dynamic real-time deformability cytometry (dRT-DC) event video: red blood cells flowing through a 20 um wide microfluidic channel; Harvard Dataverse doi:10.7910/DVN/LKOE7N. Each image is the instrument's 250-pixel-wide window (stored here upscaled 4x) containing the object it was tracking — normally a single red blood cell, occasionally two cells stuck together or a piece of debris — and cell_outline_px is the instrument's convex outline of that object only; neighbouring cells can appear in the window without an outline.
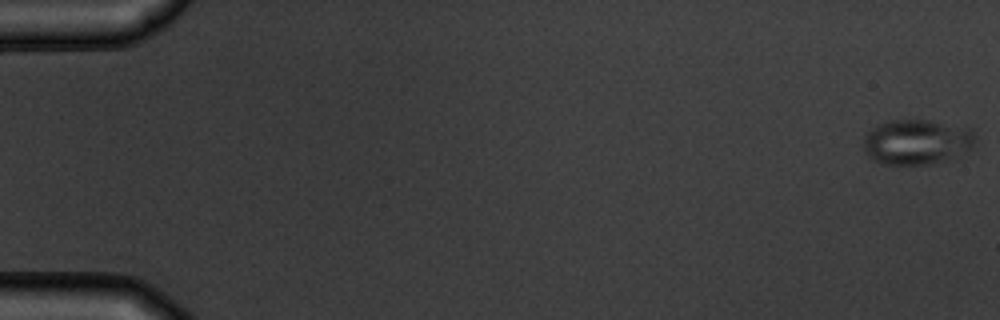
{"species": "common noctule bat (a hibernating species)", "species_latin": "Nyctalus noctula", "temperature_condition": "warm", "stored_images_in_passage": 8, "camera_frame_rate_fps": 3000, "um_per_image_px": 0.085, "animal": {"sex": "male", "body_mass_g": 19.5, "forearm_length_mm": 54.6}, "frame": {"image": 1, "passage_image": 1, "time_ms": 0.0, "image_size_px": [1000, 320], "cell_outline_px": [[976, 144], [972, 148], [952, 160], [932, 164], [884, 164], [876, 160], [864, 152], [864, 136], [872, 128], [880, 124], [892, 120], [928, 120], [972, 128], [976, 136]], "centroid_in_image_um": [78.01, 12.07], "position_along_channel_um": 7.0, "area_um2": 29.71}}